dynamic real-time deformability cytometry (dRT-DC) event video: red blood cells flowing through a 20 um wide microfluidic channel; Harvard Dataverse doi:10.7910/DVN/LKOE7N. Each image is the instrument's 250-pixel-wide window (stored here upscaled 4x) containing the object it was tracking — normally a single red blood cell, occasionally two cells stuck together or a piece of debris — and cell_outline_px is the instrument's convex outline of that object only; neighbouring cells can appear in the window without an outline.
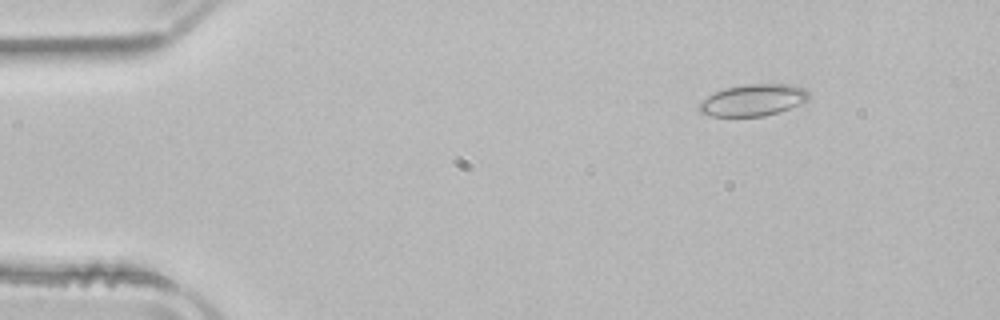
{"species": "common noctule bat (a hibernating species)", "species_latin": "Nyctalus noctula", "temperature_condition": "room temperature", "stored_images_in_passage": 50, "camera_frame_rate_fps": 3000, "um_per_image_px": 0.085, "animal": {"sex": "male", "body_mass_g": 21.5, "forearm_length_mm": 52.0}, "frame": {"image": 1, "passage_image": 5, "time_ms": 1.333, "image_size_px": [1000, 320], "cell_outline_px": [[808, 100], [788, 108], [764, 116], [712, 116], [700, 112], [696, 108], [700, 100], [724, 88], [744, 84], [792, 84], [804, 88], [808, 92]], "centroid_in_image_um": [63.96, 8.5], "position_along_channel_um": 21.0, "area_um2": 20.17}}
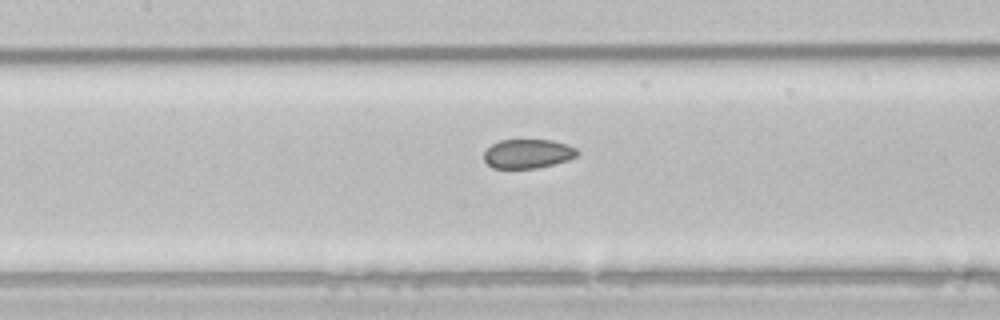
{"frame": {"image": 2, "passage_image": 22, "time_ms": 7.0, "image_size_px": [1000, 320], "cell_outline_px": [[580, 152], [576, 156], [568, 160], [536, 168], [492, 168], [484, 160], [484, 152], [492, 144], [500, 140], [552, 140], [576, 148]], "centroid_in_image_um": [44.85, 13.06], "position_along_channel_um": 162.5, "area_um2": 15.72}}
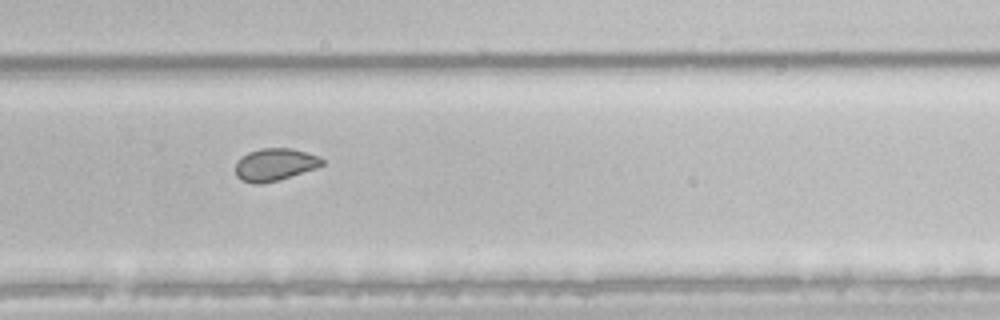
{"frame": {"image": 3, "passage_image": 33, "time_ms": 10.667, "image_size_px": [1000, 320], "cell_outline_px": [[324, 164], [316, 168], [276, 180], [260, 184], [252, 184], [240, 180], [236, 176], [236, 160], [240, 156], [248, 152], [260, 148], [292, 148], [320, 156], [324, 160]], "centroid_in_image_um": [23.33, 13.97], "position_along_channel_um": 306.5, "area_um2": 16.47}, "authors_computed_cell_mechanics": {"area_um2": 18.0914, "velocity_mm_per_s": 3.9468, "shape_relaxation_time_tau1_ms": null, "shape_relaxation_time_tau2_ms": 1.8867, "deformation_change_tau1": null, "deformation_change_tau2": 0.0499}}